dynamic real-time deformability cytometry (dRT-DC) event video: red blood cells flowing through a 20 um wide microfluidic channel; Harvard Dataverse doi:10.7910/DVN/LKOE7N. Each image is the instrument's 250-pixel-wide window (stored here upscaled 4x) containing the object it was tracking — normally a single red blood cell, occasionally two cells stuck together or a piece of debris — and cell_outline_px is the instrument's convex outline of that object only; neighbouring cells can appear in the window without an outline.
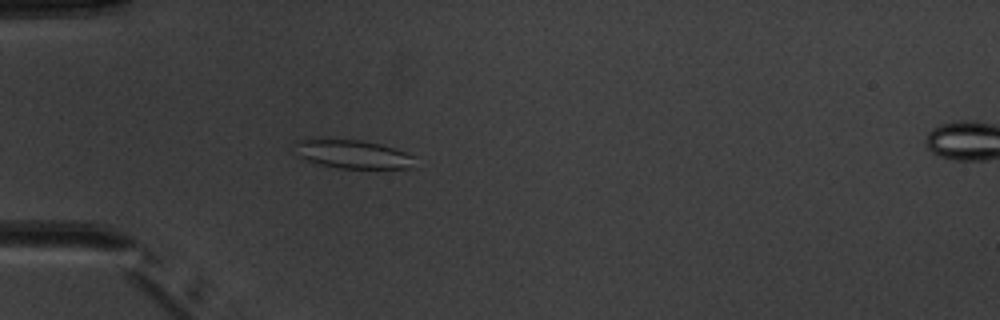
{"species": "common noctule bat (a hibernating species)", "species_latin": "Nyctalus noctula", "temperature_condition": "warm", "stored_images_in_passage": 6, "camera_frame_rate_fps": 3000, "um_per_image_px": 0.085, "animal": {"sex": "male", "body_mass_g": 20.1, "forearm_length_mm": 53.5}, "frame": {"image": 1, "passage_image": 5, "time_ms": 5.333, "image_size_px": [1000, 320], "cell_outline_px": [[412, 168], [336, 168], [320, 164], [308, 160], [292, 152], [292, 144], [296, 140], [364, 140], [380, 144], [404, 152], [412, 156]], "centroid_in_image_um": [29.89, 13.1], "position_along_channel_um": 55.1, "area_um2": 19.65}}